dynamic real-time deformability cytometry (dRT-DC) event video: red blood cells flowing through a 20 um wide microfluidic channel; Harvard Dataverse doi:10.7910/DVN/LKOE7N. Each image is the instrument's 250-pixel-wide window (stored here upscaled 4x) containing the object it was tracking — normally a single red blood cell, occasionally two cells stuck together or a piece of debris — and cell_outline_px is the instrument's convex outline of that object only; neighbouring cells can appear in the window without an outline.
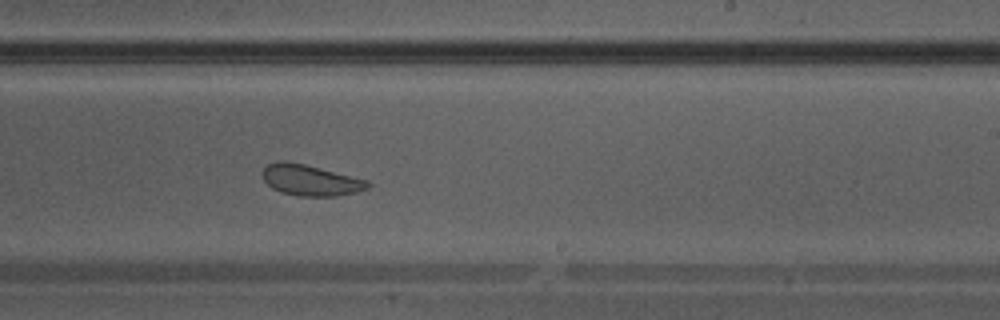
{"species": "Egyptian fruit bat (a non-hibernating species)", "species_latin": "Rousettus aegyptiacus", "temperature_condition": "warm", "stored_images_in_passage": 39, "camera_frame_rate_fps": 3000, "um_per_image_px": 0.085, "animal": {"sex": "male"}, "frame": {"image": 1, "passage_image": 23, "time_ms": 7.333, "image_size_px": [1000, 320], "cell_outline_px": [[372, 184], [368, 188], [356, 192], [336, 196], [296, 196], [280, 192], [272, 188], [264, 180], [260, 172], [268, 164], [276, 160], [284, 160], [304, 164], [368, 180]], "centroid_in_image_um": [26.36, 15.31], "position_along_channel_um": 262.6, "area_um2": 19.13}}